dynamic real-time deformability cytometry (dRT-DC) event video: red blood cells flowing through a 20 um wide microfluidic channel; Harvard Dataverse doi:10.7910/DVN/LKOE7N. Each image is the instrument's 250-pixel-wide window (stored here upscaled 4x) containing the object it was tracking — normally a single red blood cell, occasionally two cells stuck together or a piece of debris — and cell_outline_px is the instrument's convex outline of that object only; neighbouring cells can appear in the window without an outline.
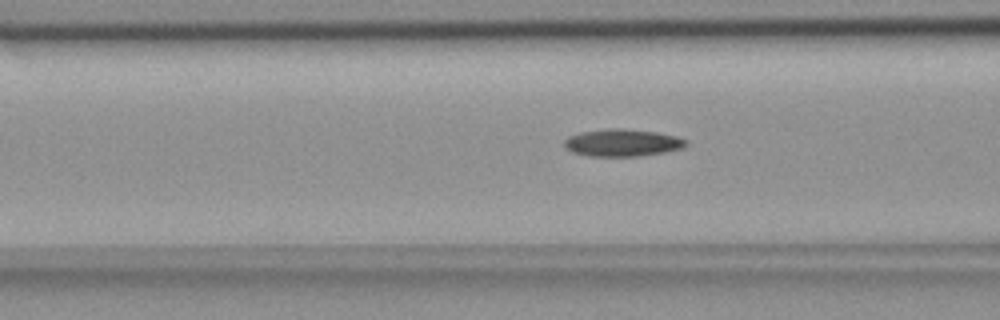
{"species": "common noctule bat (a hibernating species)", "species_latin": "Nyctalus noctula", "temperature_condition": "room temperature", "stored_images_in_passage": 55, "camera_frame_rate_fps": 3000, "um_per_image_px": 0.085, "animal": {"sex": "female", "body_mass_g": 18.4}, "frame": {"image": 1, "passage_image": 21, "time_ms": 6.667, "image_size_px": [1000, 320], "cell_outline_px": [[688, 144], [684, 148], [664, 152], [640, 156], [588, 156], [572, 152], [564, 148], [564, 140], [568, 136], [580, 132], [608, 128], [620, 128], [656, 132], [676, 136], [688, 140]], "centroid_in_image_um": [52.89, 12.13], "position_along_channel_um": 113.7, "area_um2": 19.54}}
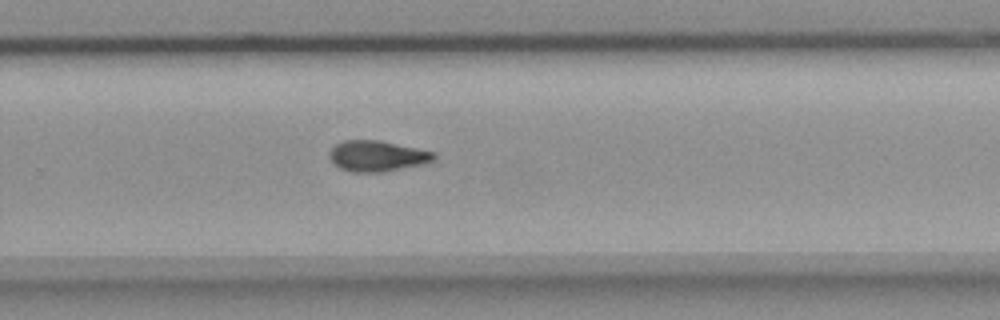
{"frame": {"image": 2, "passage_image": 36, "time_ms": 11.667, "image_size_px": [1000, 320], "cell_outline_px": [[436, 160], [424, 164], [380, 172], [352, 172], [340, 168], [328, 156], [328, 152], [336, 144], [344, 140], [380, 140], [436, 152]], "centroid_in_image_um": [32.09, 13.25], "position_along_channel_um": 297.7, "area_um2": 18.79}}
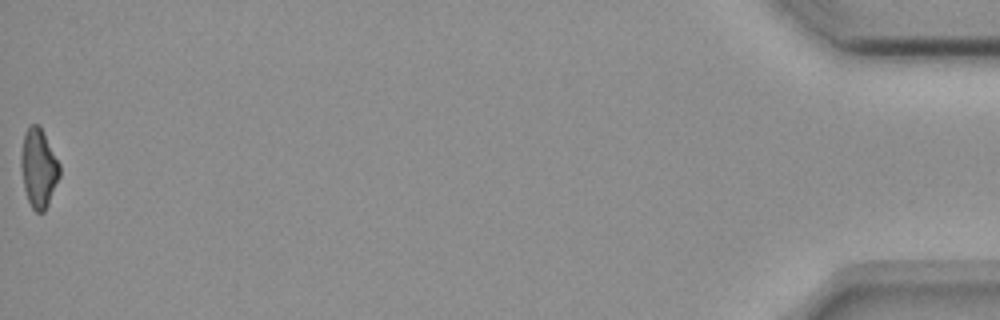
{"frame": {"image": 3, "passage_image": 55, "time_ms": 18.0, "image_size_px": [1000, 320], "cell_outline_px": [[60, 176], [48, 204], [44, 212], [36, 212], [32, 208], [28, 200], [24, 188], [20, 164], [20, 156], [24, 132], [32, 124], [40, 124], [60, 164]], "centroid_in_image_um": [3.28, 14.26], "position_along_channel_um": 431.9, "area_um2": 17.86}, "authors_computed_cell_mechanics": {"area_um2": 18.3804, "velocity_mm_per_s": 3.6944, "shape_relaxation_time_tau1_ms": 7.7631, "shape_relaxation_time_tau2_ms": 6.0663, "deformation_change_tau1": 0.187, "deformation_change_tau2": 0.1353}}